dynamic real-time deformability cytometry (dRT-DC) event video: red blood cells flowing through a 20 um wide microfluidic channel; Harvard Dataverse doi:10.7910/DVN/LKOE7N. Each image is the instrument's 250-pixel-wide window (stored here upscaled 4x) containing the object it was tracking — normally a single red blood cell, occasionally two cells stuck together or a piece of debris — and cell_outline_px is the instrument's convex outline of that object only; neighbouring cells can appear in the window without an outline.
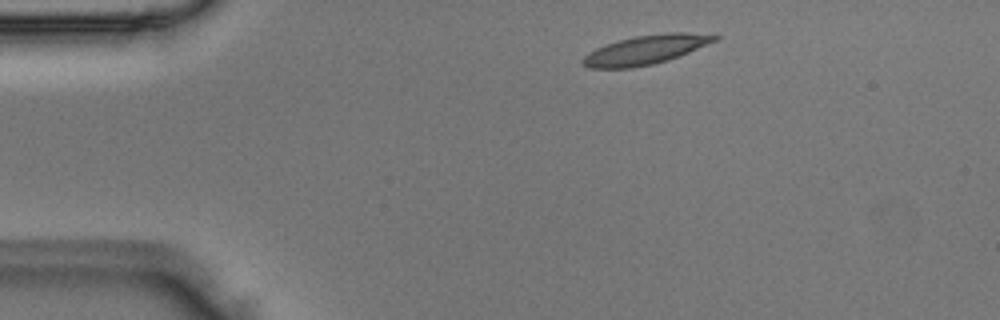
{"species": "Egyptian fruit bat (a non-hibernating species)", "species_latin": "Rousettus aegyptiacus", "temperature_condition": "room temperature", "stored_images_in_passage": 2, "camera_frame_rate_fps": 3000, "um_per_image_px": 0.085, "animal": {"sex": "male"}, "frame": {"image": 1, "passage_image": 1, "time_ms": 0.0, "image_size_px": [1000, 320], "cell_outline_px": [[720, 36], [716, 40], [688, 52], [668, 60], [652, 64], [632, 68], [588, 68], [580, 64], [580, 60], [584, 56], [596, 48], [620, 40], [636, 36], [664, 32], [684, 32]], "centroid_in_image_um": [54.82, 4.24], "position_along_channel_um": 30.2, "area_um2": 22.08}}